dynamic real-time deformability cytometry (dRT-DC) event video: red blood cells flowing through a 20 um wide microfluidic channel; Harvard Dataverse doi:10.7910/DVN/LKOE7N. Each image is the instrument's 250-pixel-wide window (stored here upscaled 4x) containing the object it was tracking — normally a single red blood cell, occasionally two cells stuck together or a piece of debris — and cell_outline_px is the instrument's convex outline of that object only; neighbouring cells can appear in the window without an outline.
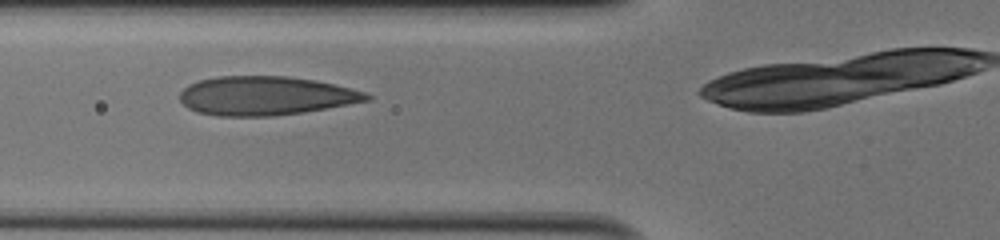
{"species": "human", "species_latin": "Homo sapiens", "temperature_condition": "cold", "stored_images_in_passage": 28, "camera_frame_rate_fps": 3000, "um_per_image_px": 0.085, "donor": {"sex": "male"}, "frame": {"image": 1, "passage_image": 6, "time_ms": 1.667, "image_size_px": [1000, 240], "cell_outline_px": [[372, 100], [304, 112], [272, 116], [220, 116], [196, 112], [188, 108], [180, 100], [180, 92], [188, 84], [200, 80], [216, 76], [288, 76], [316, 80], [364, 92], [372, 96]], "centroid_in_image_um": [22.56, 8.14], "position_along_channel_um": 103.2, "area_um2": 42.37}}
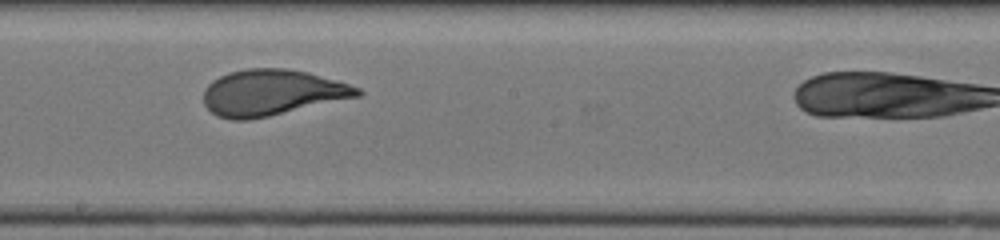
{"frame": {"image": 2, "passage_image": 15, "time_ms": 4.667, "image_size_px": [1000, 240], "cell_outline_px": [[364, 92], [360, 96], [268, 116], [248, 120], [232, 120], [216, 116], [204, 104], [204, 88], [212, 80], [228, 72], [248, 68], [284, 68], [308, 72], [336, 80], [360, 88]], "centroid_in_image_um": [23.09, 7.87], "position_along_channel_um": 225.1, "area_um2": 41.15}}
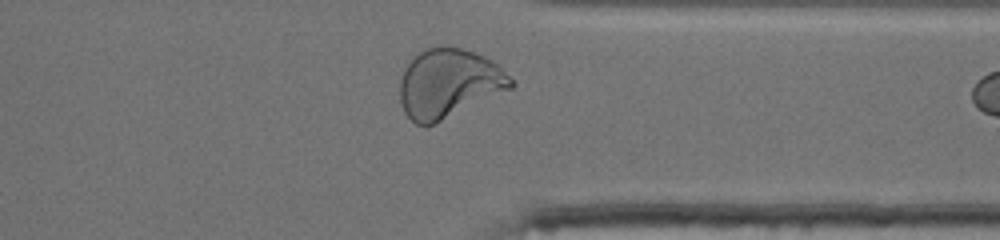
{"frame": {"image": 3, "passage_image": 26, "time_ms": 8.333, "image_size_px": [1000, 240], "cell_outline_px": [[516, 84], [512, 88], [436, 124], [416, 124], [404, 112], [400, 104], [400, 80], [408, 64], [420, 52], [428, 48], [440, 44], [444, 44], [460, 48], [484, 56], [500, 64]], "centroid_in_image_um": [38.18, 7.08], "position_along_channel_um": 373.2, "area_um2": 44.8}}